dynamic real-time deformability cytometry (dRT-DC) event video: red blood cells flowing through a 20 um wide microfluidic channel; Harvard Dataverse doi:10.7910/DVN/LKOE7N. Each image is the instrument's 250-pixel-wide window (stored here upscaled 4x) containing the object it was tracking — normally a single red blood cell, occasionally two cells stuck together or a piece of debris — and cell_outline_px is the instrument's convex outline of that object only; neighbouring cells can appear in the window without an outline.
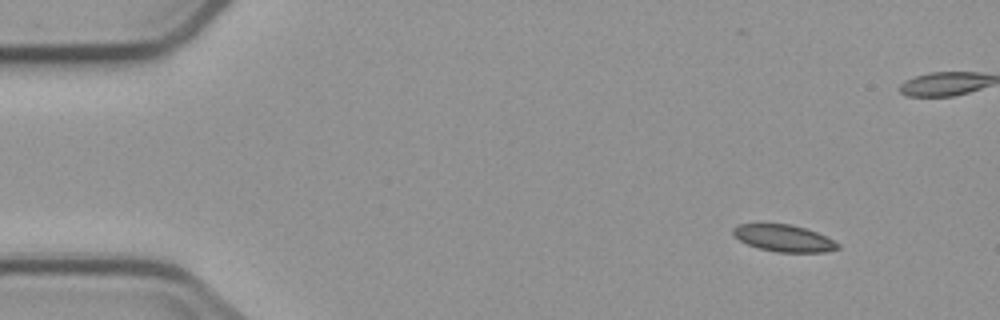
{"species": "common noctule bat (a hibernating species)", "species_latin": "Nyctalus noctula", "temperature_condition": "cold", "stored_images_in_passage": 6, "segment_of_instrument_passage": [1, 2], "camera_frame_rate_fps": 3000, "um_per_image_px": 0.085, "animal": {"sex": "male", "body_mass_g": 23.1, "forearm_length_mm": 52.7}, "frame": {"image": 1, "passage_image": 1, "time_ms": 0.0, "image_size_px": [1000, 320], "cell_outline_px": [[840, 248], [824, 252], [776, 252], [760, 248], [748, 244], [740, 240], [732, 232], [732, 228], [740, 224], [788, 224], [804, 228], [816, 232], [840, 244]], "centroid_in_image_um": [66.63, 20.25], "position_along_channel_um": 18.4, "area_um2": 16.07}}
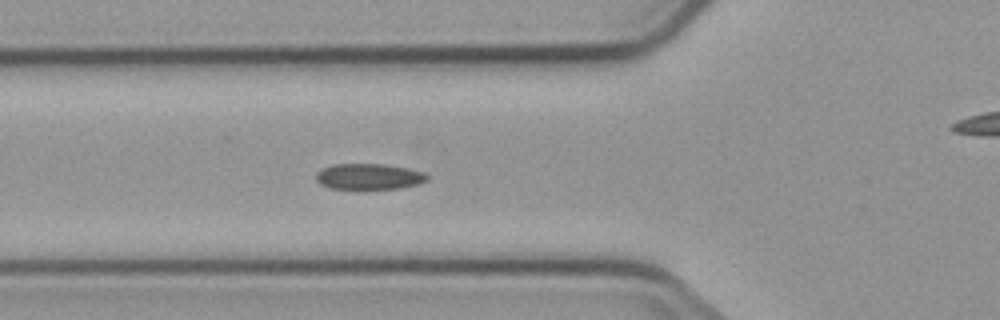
{"frame": {"image": 2, "passage_image": 5, "time_ms": 4.667, "image_size_px": [1000, 320], "cell_outline_px": [[428, 180], [420, 184], [400, 188], [328, 188], [320, 184], [316, 180], [316, 172], [332, 164], [388, 164], [408, 168], [424, 172], [428, 176]], "centroid_in_image_um": [31.38, 14.99], "position_along_channel_um": 94.4, "area_um2": 16.76}}